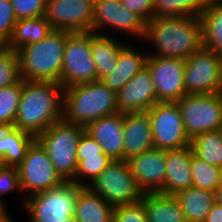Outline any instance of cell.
I'll list each match as a JSON object with an SVG mask.
<instances>
[{
  "label": "cell",
  "mask_w": 222,
  "mask_h": 222,
  "mask_svg": "<svg viewBox=\"0 0 222 222\" xmlns=\"http://www.w3.org/2000/svg\"><path fill=\"white\" fill-rule=\"evenodd\" d=\"M204 222H222V203L216 201L211 207Z\"/></svg>",
  "instance_id": "42"
},
{
  "label": "cell",
  "mask_w": 222,
  "mask_h": 222,
  "mask_svg": "<svg viewBox=\"0 0 222 222\" xmlns=\"http://www.w3.org/2000/svg\"><path fill=\"white\" fill-rule=\"evenodd\" d=\"M199 17L203 47L222 56V0H208Z\"/></svg>",
  "instance_id": "26"
},
{
  "label": "cell",
  "mask_w": 222,
  "mask_h": 222,
  "mask_svg": "<svg viewBox=\"0 0 222 222\" xmlns=\"http://www.w3.org/2000/svg\"><path fill=\"white\" fill-rule=\"evenodd\" d=\"M0 222H14V219L11 218L9 211L0 212Z\"/></svg>",
  "instance_id": "43"
},
{
  "label": "cell",
  "mask_w": 222,
  "mask_h": 222,
  "mask_svg": "<svg viewBox=\"0 0 222 222\" xmlns=\"http://www.w3.org/2000/svg\"><path fill=\"white\" fill-rule=\"evenodd\" d=\"M6 48V45L0 41V53Z\"/></svg>",
  "instance_id": "47"
},
{
  "label": "cell",
  "mask_w": 222,
  "mask_h": 222,
  "mask_svg": "<svg viewBox=\"0 0 222 222\" xmlns=\"http://www.w3.org/2000/svg\"><path fill=\"white\" fill-rule=\"evenodd\" d=\"M146 67L150 71L158 102H178L186 95L185 60L148 55Z\"/></svg>",
  "instance_id": "13"
},
{
  "label": "cell",
  "mask_w": 222,
  "mask_h": 222,
  "mask_svg": "<svg viewBox=\"0 0 222 222\" xmlns=\"http://www.w3.org/2000/svg\"><path fill=\"white\" fill-rule=\"evenodd\" d=\"M190 139L222 129V95L186 94L177 102Z\"/></svg>",
  "instance_id": "8"
},
{
  "label": "cell",
  "mask_w": 222,
  "mask_h": 222,
  "mask_svg": "<svg viewBox=\"0 0 222 222\" xmlns=\"http://www.w3.org/2000/svg\"><path fill=\"white\" fill-rule=\"evenodd\" d=\"M131 174L143 193L163 189L166 175V150L153 148L127 160Z\"/></svg>",
  "instance_id": "15"
},
{
  "label": "cell",
  "mask_w": 222,
  "mask_h": 222,
  "mask_svg": "<svg viewBox=\"0 0 222 222\" xmlns=\"http://www.w3.org/2000/svg\"><path fill=\"white\" fill-rule=\"evenodd\" d=\"M17 19L10 0H0V41L8 44Z\"/></svg>",
  "instance_id": "39"
},
{
  "label": "cell",
  "mask_w": 222,
  "mask_h": 222,
  "mask_svg": "<svg viewBox=\"0 0 222 222\" xmlns=\"http://www.w3.org/2000/svg\"><path fill=\"white\" fill-rule=\"evenodd\" d=\"M17 20L45 16L46 0H10Z\"/></svg>",
  "instance_id": "36"
},
{
  "label": "cell",
  "mask_w": 222,
  "mask_h": 222,
  "mask_svg": "<svg viewBox=\"0 0 222 222\" xmlns=\"http://www.w3.org/2000/svg\"><path fill=\"white\" fill-rule=\"evenodd\" d=\"M216 194H217V200L222 203V183L219 186L218 192Z\"/></svg>",
  "instance_id": "44"
},
{
  "label": "cell",
  "mask_w": 222,
  "mask_h": 222,
  "mask_svg": "<svg viewBox=\"0 0 222 222\" xmlns=\"http://www.w3.org/2000/svg\"><path fill=\"white\" fill-rule=\"evenodd\" d=\"M123 161L154 148L148 112L124 113Z\"/></svg>",
  "instance_id": "18"
},
{
  "label": "cell",
  "mask_w": 222,
  "mask_h": 222,
  "mask_svg": "<svg viewBox=\"0 0 222 222\" xmlns=\"http://www.w3.org/2000/svg\"><path fill=\"white\" fill-rule=\"evenodd\" d=\"M115 29L143 38L146 33V22L136 13L122 4L116 5Z\"/></svg>",
  "instance_id": "32"
},
{
  "label": "cell",
  "mask_w": 222,
  "mask_h": 222,
  "mask_svg": "<svg viewBox=\"0 0 222 222\" xmlns=\"http://www.w3.org/2000/svg\"><path fill=\"white\" fill-rule=\"evenodd\" d=\"M208 0H154L153 18L169 16H197Z\"/></svg>",
  "instance_id": "30"
},
{
  "label": "cell",
  "mask_w": 222,
  "mask_h": 222,
  "mask_svg": "<svg viewBox=\"0 0 222 222\" xmlns=\"http://www.w3.org/2000/svg\"><path fill=\"white\" fill-rule=\"evenodd\" d=\"M84 130L83 126L61 119L36 137L47 151L56 171L66 182L75 178L77 146Z\"/></svg>",
  "instance_id": "5"
},
{
  "label": "cell",
  "mask_w": 222,
  "mask_h": 222,
  "mask_svg": "<svg viewBox=\"0 0 222 222\" xmlns=\"http://www.w3.org/2000/svg\"><path fill=\"white\" fill-rule=\"evenodd\" d=\"M120 0H94V19L91 24V32L102 34L101 31L110 27L115 29L116 5H120Z\"/></svg>",
  "instance_id": "34"
},
{
  "label": "cell",
  "mask_w": 222,
  "mask_h": 222,
  "mask_svg": "<svg viewBox=\"0 0 222 222\" xmlns=\"http://www.w3.org/2000/svg\"><path fill=\"white\" fill-rule=\"evenodd\" d=\"M93 81H97V72L91 54V32L67 31L59 84L64 89Z\"/></svg>",
  "instance_id": "9"
},
{
  "label": "cell",
  "mask_w": 222,
  "mask_h": 222,
  "mask_svg": "<svg viewBox=\"0 0 222 222\" xmlns=\"http://www.w3.org/2000/svg\"><path fill=\"white\" fill-rule=\"evenodd\" d=\"M192 187L217 193L222 183V168L209 165L191 154Z\"/></svg>",
  "instance_id": "29"
},
{
  "label": "cell",
  "mask_w": 222,
  "mask_h": 222,
  "mask_svg": "<svg viewBox=\"0 0 222 222\" xmlns=\"http://www.w3.org/2000/svg\"><path fill=\"white\" fill-rule=\"evenodd\" d=\"M82 186L65 182L62 186L24 198L29 222H61L74 215L78 191Z\"/></svg>",
  "instance_id": "6"
},
{
  "label": "cell",
  "mask_w": 222,
  "mask_h": 222,
  "mask_svg": "<svg viewBox=\"0 0 222 222\" xmlns=\"http://www.w3.org/2000/svg\"><path fill=\"white\" fill-rule=\"evenodd\" d=\"M126 44L117 42L106 33L97 34L91 32V54L95 63L97 80H102L114 72L119 53Z\"/></svg>",
  "instance_id": "21"
},
{
  "label": "cell",
  "mask_w": 222,
  "mask_h": 222,
  "mask_svg": "<svg viewBox=\"0 0 222 222\" xmlns=\"http://www.w3.org/2000/svg\"><path fill=\"white\" fill-rule=\"evenodd\" d=\"M145 40L157 52L148 55L186 60L202 46V22L197 16L153 18L146 23Z\"/></svg>",
  "instance_id": "2"
},
{
  "label": "cell",
  "mask_w": 222,
  "mask_h": 222,
  "mask_svg": "<svg viewBox=\"0 0 222 222\" xmlns=\"http://www.w3.org/2000/svg\"><path fill=\"white\" fill-rule=\"evenodd\" d=\"M131 12L138 14L146 23L153 19L154 0H120Z\"/></svg>",
  "instance_id": "41"
},
{
  "label": "cell",
  "mask_w": 222,
  "mask_h": 222,
  "mask_svg": "<svg viewBox=\"0 0 222 222\" xmlns=\"http://www.w3.org/2000/svg\"><path fill=\"white\" fill-rule=\"evenodd\" d=\"M117 112L116 93L101 80L63 89L62 119L68 123L86 127Z\"/></svg>",
  "instance_id": "3"
},
{
  "label": "cell",
  "mask_w": 222,
  "mask_h": 222,
  "mask_svg": "<svg viewBox=\"0 0 222 222\" xmlns=\"http://www.w3.org/2000/svg\"><path fill=\"white\" fill-rule=\"evenodd\" d=\"M132 46L125 45L120 53L114 72L101 81L115 93L119 92L139 71L146 67L148 53H138Z\"/></svg>",
  "instance_id": "20"
},
{
  "label": "cell",
  "mask_w": 222,
  "mask_h": 222,
  "mask_svg": "<svg viewBox=\"0 0 222 222\" xmlns=\"http://www.w3.org/2000/svg\"><path fill=\"white\" fill-rule=\"evenodd\" d=\"M190 146L197 157L222 168V129L197 135Z\"/></svg>",
  "instance_id": "28"
},
{
  "label": "cell",
  "mask_w": 222,
  "mask_h": 222,
  "mask_svg": "<svg viewBox=\"0 0 222 222\" xmlns=\"http://www.w3.org/2000/svg\"><path fill=\"white\" fill-rule=\"evenodd\" d=\"M191 146L166 150V175L163 189L159 192L176 195L179 191L192 187Z\"/></svg>",
  "instance_id": "19"
},
{
  "label": "cell",
  "mask_w": 222,
  "mask_h": 222,
  "mask_svg": "<svg viewBox=\"0 0 222 222\" xmlns=\"http://www.w3.org/2000/svg\"><path fill=\"white\" fill-rule=\"evenodd\" d=\"M52 30L45 16L17 20L6 48L17 51L26 44L43 40Z\"/></svg>",
  "instance_id": "27"
},
{
  "label": "cell",
  "mask_w": 222,
  "mask_h": 222,
  "mask_svg": "<svg viewBox=\"0 0 222 222\" xmlns=\"http://www.w3.org/2000/svg\"><path fill=\"white\" fill-rule=\"evenodd\" d=\"M21 191L33 194L62 186L66 181L56 171L50 157L35 139L27 149L23 162L17 167Z\"/></svg>",
  "instance_id": "10"
},
{
  "label": "cell",
  "mask_w": 222,
  "mask_h": 222,
  "mask_svg": "<svg viewBox=\"0 0 222 222\" xmlns=\"http://www.w3.org/2000/svg\"><path fill=\"white\" fill-rule=\"evenodd\" d=\"M175 197L183 209L186 222H204L217 194L209 190L190 187L179 191Z\"/></svg>",
  "instance_id": "25"
},
{
  "label": "cell",
  "mask_w": 222,
  "mask_h": 222,
  "mask_svg": "<svg viewBox=\"0 0 222 222\" xmlns=\"http://www.w3.org/2000/svg\"><path fill=\"white\" fill-rule=\"evenodd\" d=\"M220 72H221V87L219 93L222 95V56H220Z\"/></svg>",
  "instance_id": "46"
},
{
  "label": "cell",
  "mask_w": 222,
  "mask_h": 222,
  "mask_svg": "<svg viewBox=\"0 0 222 222\" xmlns=\"http://www.w3.org/2000/svg\"><path fill=\"white\" fill-rule=\"evenodd\" d=\"M100 154H105L103 148L84 130L77 146V162L84 158L100 157Z\"/></svg>",
  "instance_id": "40"
},
{
  "label": "cell",
  "mask_w": 222,
  "mask_h": 222,
  "mask_svg": "<svg viewBox=\"0 0 222 222\" xmlns=\"http://www.w3.org/2000/svg\"><path fill=\"white\" fill-rule=\"evenodd\" d=\"M141 201L147 222H186L183 209L175 195L144 193Z\"/></svg>",
  "instance_id": "23"
},
{
  "label": "cell",
  "mask_w": 222,
  "mask_h": 222,
  "mask_svg": "<svg viewBox=\"0 0 222 222\" xmlns=\"http://www.w3.org/2000/svg\"><path fill=\"white\" fill-rule=\"evenodd\" d=\"M114 207L88 186L78 191L74 216L78 222H112Z\"/></svg>",
  "instance_id": "22"
},
{
  "label": "cell",
  "mask_w": 222,
  "mask_h": 222,
  "mask_svg": "<svg viewBox=\"0 0 222 222\" xmlns=\"http://www.w3.org/2000/svg\"><path fill=\"white\" fill-rule=\"evenodd\" d=\"M147 112L154 148L173 150L191 145L177 102H157Z\"/></svg>",
  "instance_id": "11"
},
{
  "label": "cell",
  "mask_w": 222,
  "mask_h": 222,
  "mask_svg": "<svg viewBox=\"0 0 222 222\" xmlns=\"http://www.w3.org/2000/svg\"><path fill=\"white\" fill-rule=\"evenodd\" d=\"M88 187L113 207L141 201L144 194L123 160H112Z\"/></svg>",
  "instance_id": "7"
},
{
  "label": "cell",
  "mask_w": 222,
  "mask_h": 222,
  "mask_svg": "<svg viewBox=\"0 0 222 222\" xmlns=\"http://www.w3.org/2000/svg\"><path fill=\"white\" fill-rule=\"evenodd\" d=\"M157 102L155 86L147 67L116 93L117 110L123 114L148 111Z\"/></svg>",
  "instance_id": "16"
},
{
  "label": "cell",
  "mask_w": 222,
  "mask_h": 222,
  "mask_svg": "<svg viewBox=\"0 0 222 222\" xmlns=\"http://www.w3.org/2000/svg\"><path fill=\"white\" fill-rule=\"evenodd\" d=\"M15 189L21 191L17 167L2 164L0 166V212H8L2 195Z\"/></svg>",
  "instance_id": "38"
},
{
  "label": "cell",
  "mask_w": 222,
  "mask_h": 222,
  "mask_svg": "<svg viewBox=\"0 0 222 222\" xmlns=\"http://www.w3.org/2000/svg\"><path fill=\"white\" fill-rule=\"evenodd\" d=\"M45 17L53 30L91 32L94 0H46Z\"/></svg>",
  "instance_id": "14"
},
{
  "label": "cell",
  "mask_w": 222,
  "mask_h": 222,
  "mask_svg": "<svg viewBox=\"0 0 222 222\" xmlns=\"http://www.w3.org/2000/svg\"><path fill=\"white\" fill-rule=\"evenodd\" d=\"M22 91V79L0 89V127H13Z\"/></svg>",
  "instance_id": "31"
},
{
  "label": "cell",
  "mask_w": 222,
  "mask_h": 222,
  "mask_svg": "<svg viewBox=\"0 0 222 222\" xmlns=\"http://www.w3.org/2000/svg\"><path fill=\"white\" fill-rule=\"evenodd\" d=\"M184 86L186 94H215L220 92V56L201 47L185 60Z\"/></svg>",
  "instance_id": "12"
},
{
  "label": "cell",
  "mask_w": 222,
  "mask_h": 222,
  "mask_svg": "<svg viewBox=\"0 0 222 222\" xmlns=\"http://www.w3.org/2000/svg\"><path fill=\"white\" fill-rule=\"evenodd\" d=\"M66 40V30H52L43 40L17 50L21 79L60 83Z\"/></svg>",
  "instance_id": "4"
},
{
  "label": "cell",
  "mask_w": 222,
  "mask_h": 222,
  "mask_svg": "<svg viewBox=\"0 0 222 222\" xmlns=\"http://www.w3.org/2000/svg\"><path fill=\"white\" fill-rule=\"evenodd\" d=\"M36 137L16 127H0V159L4 165L18 167Z\"/></svg>",
  "instance_id": "24"
},
{
  "label": "cell",
  "mask_w": 222,
  "mask_h": 222,
  "mask_svg": "<svg viewBox=\"0 0 222 222\" xmlns=\"http://www.w3.org/2000/svg\"><path fill=\"white\" fill-rule=\"evenodd\" d=\"M111 161L112 159H110L106 154H100V157L84 158L77 164L75 178L71 182L80 186H88L110 164ZM83 177L85 179H83ZM86 178L90 181V183L84 182Z\"/></svg>",
  "instance_id": "33"
},
{
  "label": "cell",
  "mask_w": 222,
  "mask_h": 222,
  "mask_svg": "<svg viewBox=\"0 0 222 222\" xmlns=\"http://www.w3.org/2000/svg\"><path fill=\"white\" fill-rule=\"evenodd\" d=\"M124 114L115 113L89 123L85 131L103 148L112 160H123Z\"/></svg>",
  "instance_id": "17"
},
{
  "label": "cell",
  "mask_w": 222,
  "mask_h": 222,
  "mask_svg": "<svg viewBox=\"0 0 222 222\" xmlns=\"http://www.w3.org/2000/svg\"><path fill=\"white\" fill-rule=\"evenodd\" d=\"M61 222H78L77 219L75 218V216H71L67 219L61 220Z\"/></svg>",
  "instance_id": "45"
},
{
  "label": "cell",
  "mask_w": 222,
  "mask_h": 222,
  "mask_svg": "<svg viewBox=\"0 0 222 222\" xmlns=\"http://www.w3.org/2000/svg\"><path fill=\"white\" fill-rule=\"evenodd\" d=\"M21 80L19 56L17 51L5 48L0 53V89Z\"/></svg>",
  "instance_id": "35"
},
{
  "label": "cell",
  "mask_w": 222,
  "mask_h": 222,
  "mask_svg": "<svg viewBox=\"0 0 222 222\" xmlns=\"http://www.w3.org/2000/svg\"><path fill=\"white\" fill-rule=\"evenodd\" d=\"M112 222H147L143 202L138 201L114 207Z\"/></svg>",
  "instance_id": "37"
},
{
  "label": "cell",
  "mask_w": 222,
  "mask_h": 222,
  "mask_svg": "<svg viewBox=\"0 0 222 222\" xmlns=\"http://www.w3.org/2000/svg\"><path fill=\"white\" fill-rule=\"evenodd\" d=\"M63 88L53 81H26L13 127L37 137L62 119Z\"/></svg>",
  "instance_id": "1"
}]
</instances>
